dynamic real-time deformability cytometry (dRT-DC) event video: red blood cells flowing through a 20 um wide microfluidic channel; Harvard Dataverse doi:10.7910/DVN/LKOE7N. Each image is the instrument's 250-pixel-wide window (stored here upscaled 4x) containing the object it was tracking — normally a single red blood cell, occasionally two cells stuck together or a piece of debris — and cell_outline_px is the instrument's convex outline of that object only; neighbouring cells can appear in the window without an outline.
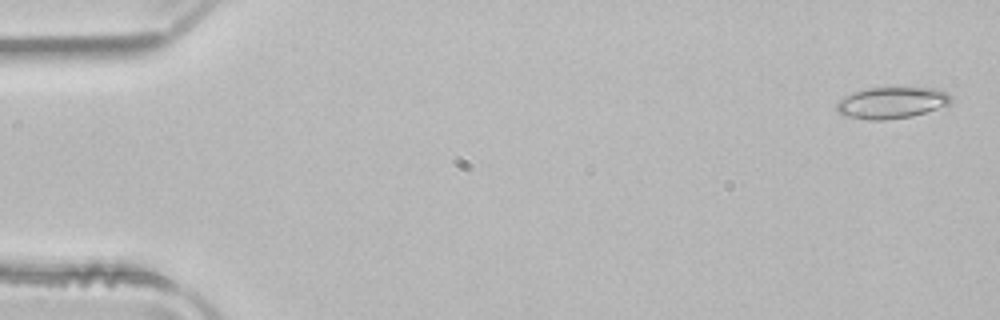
{"species": "common noctule bat (a hibernating species)", "species_latin": "Nyctalus noctula", "temperature_condition": "room temperature", "stored_images_in_passage": 51, "camera_frame_rate_fps": 3000, "um_per_image_px": 0.085, "animal": {"sex": "male", "body_mass_g": 21.5, "forearm_length_mm": 52.0}, "frame": {"image": 1, "passage_image": 2, "time_ms": 0.333, "image_size_px": [1000, 320], "cell_outline_px": [[952, 100], [948, 104], [912, 116], [884, 120], [868, 120], [844, 116], [836, 108], [836, 104], [840, 100], [856, 92], [868, 88], [940, 88], [948, 92], [952, 96]], "centroid_in_image_um": [75.83, 8.73], "position_along_channel_um": 9.2, "area_um2": 20.69}}
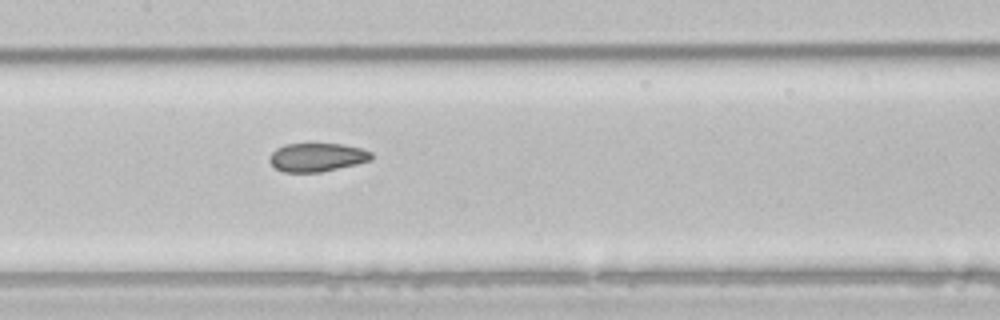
{"frame": {"image": 2, "passage_image": 25, "time_ms": 8.0, "image_size_px": [1000, 320], "cell_outline_px": [[372, 160], [356, 164], [320, 172], [284, 172], [276, 168], [268, 160], [268, 156], [276, 148], [284, 144], [340, 144], [360, 148], [372, 152]], "centroid_in_image_um": [26.92, 13.37], "position_along_channel_um": 180.5, "area_um2": 16.88}}
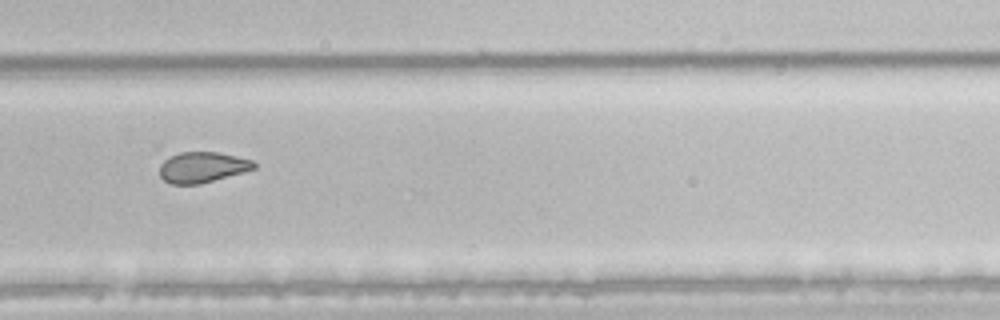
{"frame": {"image": 3, "passage_image": 35, "time_ms": 11.333, "image_size_px": [1000, 320], "cell_outline_px": [[256, 168], [244, 172], [200, 184], [172, 184], [164, 180], [160, 176], [160, 164], [168, 156], [180, 152], [216, 152], [252, 160], [256, 164]], "centroid_in_image_um": [17.18, 14.22], "position_along_channel_um": 312.6, "area_um2": 16.82}, "authors_computed_cell_mechanics": {"area_um2": 19.363, "velocity_mm_per_s": 3.9868, "shape_relaxation_time_tau1_ms": null, "shape_relaxation_time_tau2_ms": 2.1819, "deformation_change_tau1": null, "deformation_change_tau2": 0.0803}}